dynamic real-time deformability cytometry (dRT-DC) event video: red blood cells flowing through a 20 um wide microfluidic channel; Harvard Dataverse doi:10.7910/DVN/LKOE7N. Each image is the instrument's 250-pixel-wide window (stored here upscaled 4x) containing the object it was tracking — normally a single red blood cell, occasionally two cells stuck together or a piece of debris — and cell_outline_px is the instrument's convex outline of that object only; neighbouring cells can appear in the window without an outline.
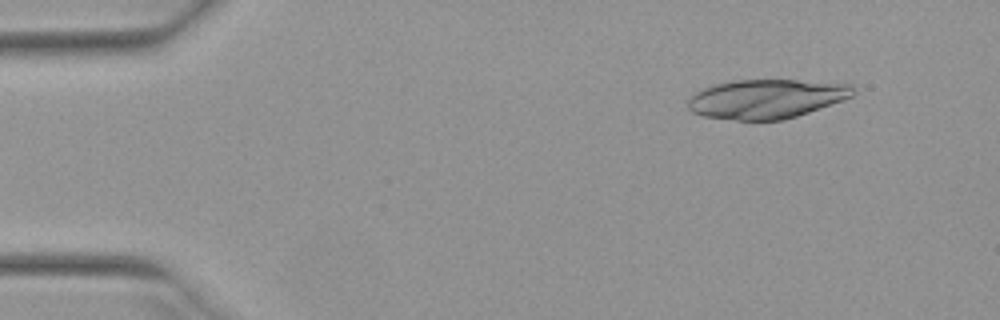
{"species": "Egyptian fruit bat (a non-hibernating species)", "species_latin": "Rousettus aegyptiacus", "temperature_condition": "warm", "stored_images_in_passage": 50, "camera_frame_rate_fps": 3000, "um_per_image_px": 0.085, "animal": {"sex": "female"}, "frame": {"image": 1, "passage_image": 5, "time_ms": 1.333, "image_size_px": [1000, 320], "cell_outline_px": [[852, 96], [808, 112], [784, 120], [736, 120], [704, 116], [692, 112], [688, 108], [688, 96], [704, 88], [716, 84], [732, 80], [796, 80], [852, 84]], "centroid_in_image_um": [65.08, 8.4], "position_along_channel_um": 19.9, "area_um2": 37.4}}
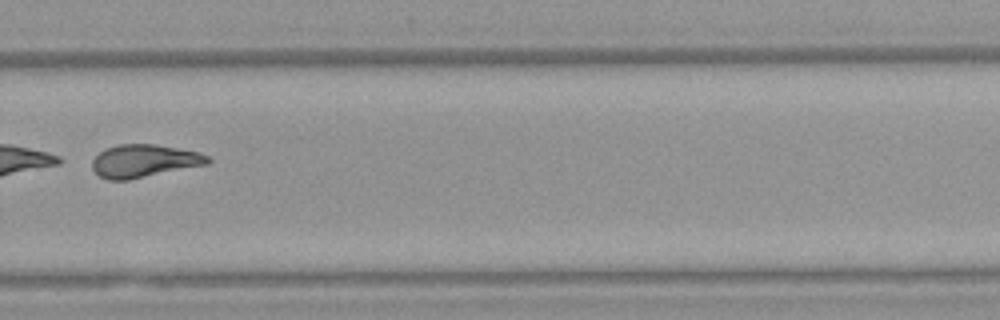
{"frame": {"image": 2, "passage_image": 35, "time_ms": 11.333, "image_size_px": [1000, 320], "cell_outline_px": [[212, 160], [208, 164], [128, 180], [108, 180], [100, 176], [92, 168], [92, 160], [104, 148], [120, 144], [156, 144], [196, 152], [208, 156]], "centroid_in_image_um": [12.23, 13.68], "position_along_channel_um": 317.6, "area_um2": 21.96}}